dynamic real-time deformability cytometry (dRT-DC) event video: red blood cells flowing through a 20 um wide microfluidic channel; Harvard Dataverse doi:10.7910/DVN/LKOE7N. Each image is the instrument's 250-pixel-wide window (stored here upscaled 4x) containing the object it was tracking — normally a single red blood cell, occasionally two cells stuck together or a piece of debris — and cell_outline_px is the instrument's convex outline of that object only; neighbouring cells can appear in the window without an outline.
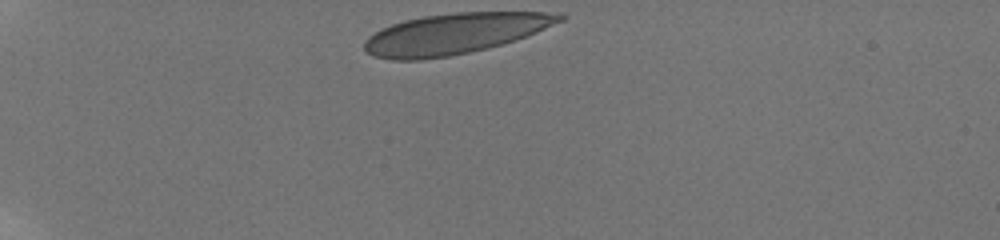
{"species": "human", "species_latin": "Homo sapiens", "temperature_condition": "room temperature", "stored_images_in_passage": 8, "camera_frame_rate_fps": 3000, "um_per_image_px": 0.085, "donor": {"sex": "male"}, "frame": {"image": 1, "passage_image": 1, "time_ms": 0.0, "image_size_px": [1000, 240], "cell_outline_px": [[568, 16], [564, 20], [536, 32], [516, 40], [468, 52], [448, 56], [420, 60], [392, 60], [372, 56], [364, 48], [364, 40], [368, 36], [380, 28], [404, 20], [424, 16], [456, 12], [564, 12]], "centroid_in_image_um": [38.65, 2.85], "position_along_channel_um": 46.3, "area_um2": 46.36}}
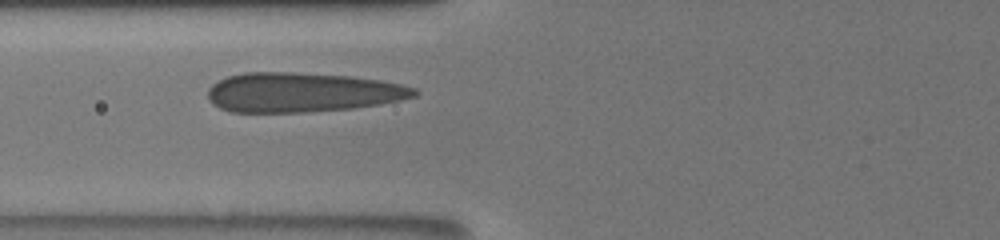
{"frame": {"image": 2, "passage_image": 5, "time_ms": 3.0, "image_size_px": [1000, 240], "cell_outline_px": [[420, 92], [416, 96], [400, 100], [380, 104], [352, 108], [304, 112], [232, 112], [220, 108], [212, 104], [208, 100], [208, 88], [212, 84], [228, 76], [244, 72], [292, 72], [348, 76], [380, 80], [400, 84], [416, 88]], "centroid_in_image_um": [25.67, 7.85], "position_along_channel_um": 100.1, "area_um2": 47.63}}